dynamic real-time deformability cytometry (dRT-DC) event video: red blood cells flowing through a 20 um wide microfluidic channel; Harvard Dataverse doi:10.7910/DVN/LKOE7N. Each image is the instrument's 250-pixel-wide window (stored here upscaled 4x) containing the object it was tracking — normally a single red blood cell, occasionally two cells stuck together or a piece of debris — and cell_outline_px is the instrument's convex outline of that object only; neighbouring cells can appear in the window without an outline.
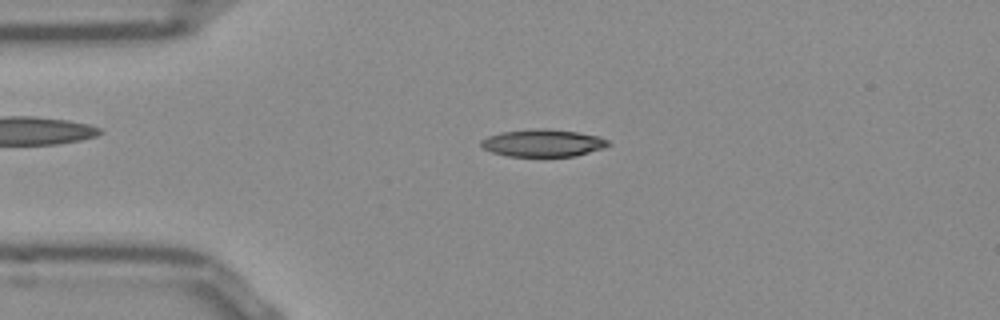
{"species": "Egyptian fruit bat (a non-hibernating species)", "species_latin": "Rousettus aegyptiacus", "temperature_condition": "room temperature", "stored_images_in_passage": 43, "camera_frame_rate_fps": 3000, "um_per_image_px": 0.085, "frame": {"image": 1, "passage_image": 3, "time_ms": 0.667, "image_size_px": [1000, 320], "cell_outline_px": [[612, 144], [604, 148], [576, 156], [508, 156], [492, 152], [484, 148], [480, 144], [480, 140], [488, 136], [500, 132], [532, 128], [548, 128], [580, 132], [600, 136], [608, 140]], "centroid_in_image_um": [46.18, 12.14], "position_along_channel_um": 38.8, "area_um2": 20.58}}
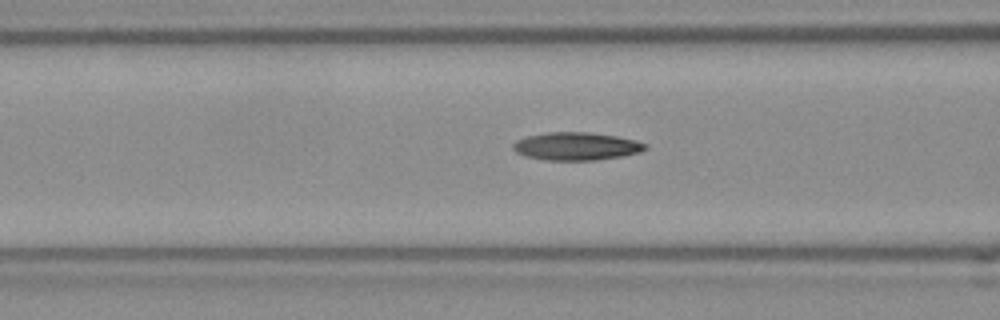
{"frame": {"image": 2, "passage_image": 11, "time_ms": 3.333, "image_size_px": [1000, 320], "cell_outline_px": [[648, 148], [640, 152], [620, 156], [596, 160], [544, 160], [524, 156], [516, 152], [512, 148], [512, 144], [516, 140], [528, 136], [544, 132], [588, 132], [616, 136], [636, 140], [648, 144]], "centroid_in_image_um": [48.97, 12.43], "position_along_channel_um": 117.6, "area_um2": 21.62}}
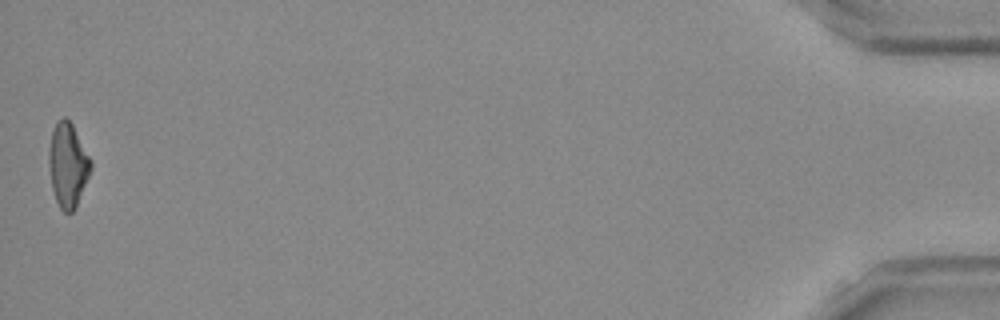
{"frame": {"image": 3, "passage_image": 43, "time_ms": 14.0, "image_size_px": [1000, 320], "cell_outline_px": [[92, 168], [76, 208], [72, 212], [64, 212], [60, 208], [56, 200], [52, 188], [48, 164], [48, 152], [52, 132], [56, 120], [64, 116], [72, 124], [92, 160]], "centroid_in_image_um": [5.77, 14.02], "position_along_channel_um": 429.4, "area_um2": 20.69}, "authors_computed_cell_mechanics": {"area_um2": 20.6924, "velocity_mm_per_s": 3.8674, "shape_relaxation_time_tau1_ms": null, "shape_relaxation_time_tau2_ms": 4.0608, "deformation_change_tau1": null, "deformation_change_tau2": 0.1223}}